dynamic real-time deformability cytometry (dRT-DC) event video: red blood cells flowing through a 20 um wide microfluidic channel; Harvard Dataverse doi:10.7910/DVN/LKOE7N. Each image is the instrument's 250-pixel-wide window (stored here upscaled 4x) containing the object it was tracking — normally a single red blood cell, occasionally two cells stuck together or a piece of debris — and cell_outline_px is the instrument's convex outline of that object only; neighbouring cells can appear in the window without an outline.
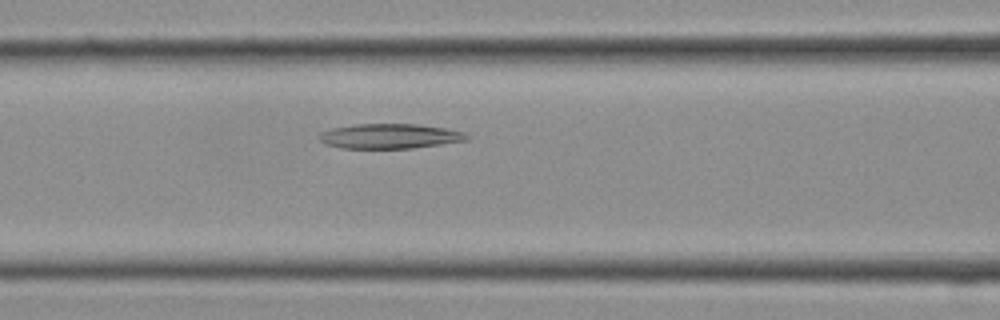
{"species": "Egyptian fruit bat (a non-hibernating species)", "species_latin": "Rousettus aegyptiacus", "temperature_condition": "cold", "stored_images_in_passage": 16, "camera_frame_rate_fps": 3000, "um_per_image_px": 0.085, "frame": {"image": 1, "passage_image": 9, "time_ms": 2.667, "image_size_px": [1000, 320], "cell_outline_px": [[468, 140], [412, 148], [340, 148], [328, 144], [320, 140], [320, 132], [332, 128], [352, 124], [416, 124], [444, 128], [464, 132], [468, 136]], "centroid_in_image_um": [33.12, 11.57], "position_along_channel_um": 133.5, "area_um2": 21.15}}
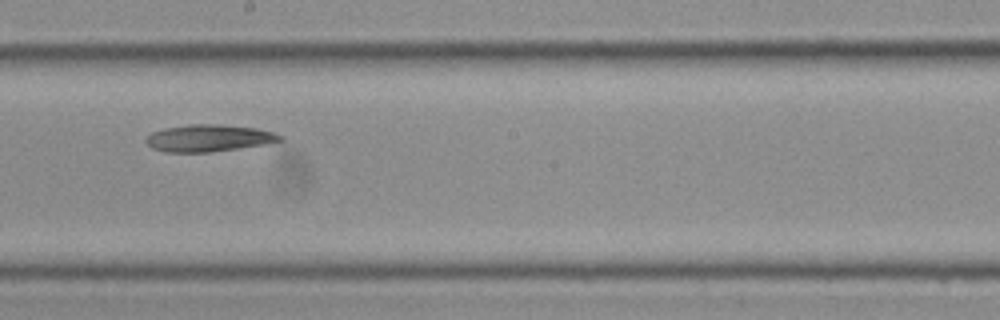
{"frame": {"image": 2, "passage_image": 13, "time_ms": 4.0, "image_size_px": [1000, 320], "cell_outline_px": [[284, 140], [268, 144], [212, 152], [164, 152], [152, 148], [144, 140], [152, 132], [164, 128], [188, 124], [216, 124], [256, 128], [276, 132], [284, 136]], "centroid_in_image_um": [17.79, 11.74], "position_along_channel_um": 230.4, "area_um2": 21.33}}
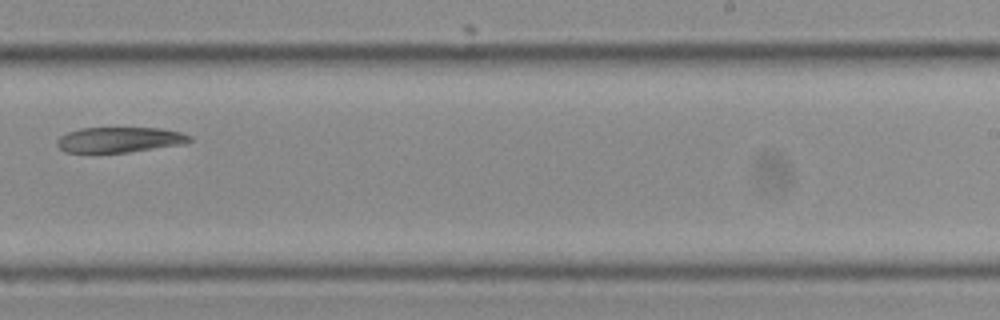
{"frame": {"image": 3, "passage_image": 15, "time_ms": 4.667, "image_size_px": [1000, 320], "cell_outline_px": [[192, 140], [184, 144], [128, 152], [64, 152], [56, 144], [56, 140], [60, 136], [68, 132], [80, 128], [160, 128], [180, 132], [192, 136]], "centroid_in_image_um": [10.16, 11.87], "position_along_channel_um": 278.8, "area_um2": 19.54}}